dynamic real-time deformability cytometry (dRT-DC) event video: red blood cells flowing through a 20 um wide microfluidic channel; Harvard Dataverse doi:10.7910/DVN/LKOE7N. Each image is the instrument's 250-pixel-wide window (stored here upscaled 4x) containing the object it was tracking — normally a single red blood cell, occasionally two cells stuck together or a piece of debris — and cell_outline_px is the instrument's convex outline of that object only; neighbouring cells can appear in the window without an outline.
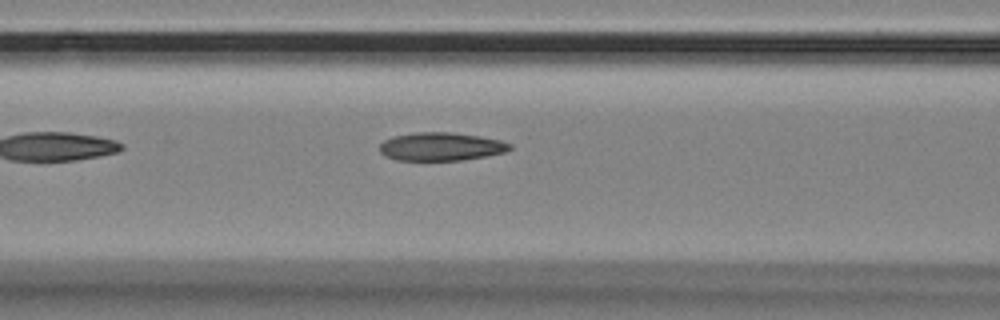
{"species": "Egyptian fruit bat (a non-hibernating species)", "species_latin": "Rousettus aegyptiacus", "temperature_condition": "room temperature", "stored_images_in_passage": 24, "camera_frame_rate_fps": 3000, "um_per_image_px": 0.085, "animal": {"sex": "female"}, "frame": {"image": 1, "passage_image": 6, "time_ms": 1.667, "image_size_px": [1000, 320], "cell_outline_px": [[512, 148], [504, 152], [484, 156], [460, 160], [396, 160], [384, 156], [380, 152], [380, 144], [384, 140], [392, 136], [416, 132], [452, 132], [480, 136], [500, 140], [512, 144]], "centroid_in_image_um": [37.46, 12.45], "position_along_channel_um": 129.1, "area_um2": 21.44}}
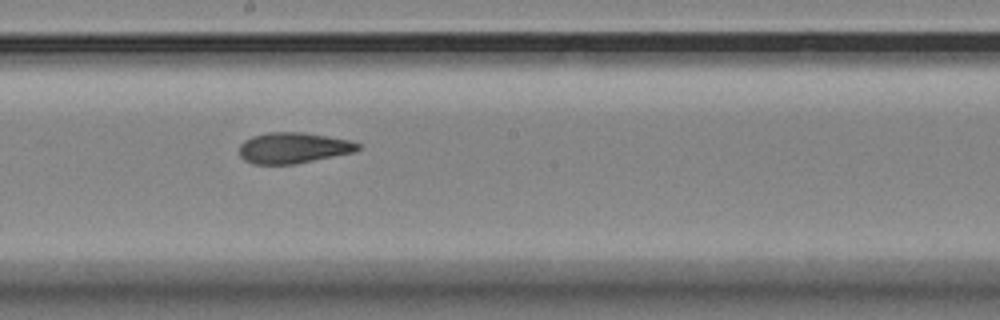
{"frame": {"image": 2, "passage_image": 14, "time_ms": 4.333, "image_size_px": [1000, 320], "cell_outline_px": [[360, 148], [352, 152], [296, 164], [252, 164], [244, 160], [240, 156], [240, 144], [244, 140], [252, 136], [268, 132], [304, 132], [328, 136], [348, 140], [360, 144]], "centroid_in_image_um": [24.89, 12.57], "position_along_channel_um": 223.3, "area_um2": 21.27}}
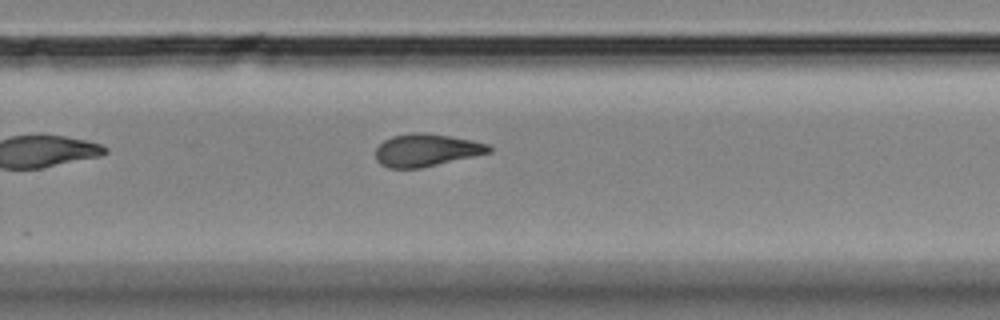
{"frame": {"image": 3, "passage_image": 20, "time_ms": 6.333, "image_size_px": [1000, 320], "cell_outline_px": [[492, 152], [420, 168], [388, 168], [380, 164], [376, 160], [376, 148], [384, 140], [392, 136], [412, 132], [428, 132], [452, 136], [472, 140], [488, 144], [492, 148]], "centroid_in_image_um": [36.23, 12.75], "position_along_channel_um": 293.6, "area_um2": 21.62}}